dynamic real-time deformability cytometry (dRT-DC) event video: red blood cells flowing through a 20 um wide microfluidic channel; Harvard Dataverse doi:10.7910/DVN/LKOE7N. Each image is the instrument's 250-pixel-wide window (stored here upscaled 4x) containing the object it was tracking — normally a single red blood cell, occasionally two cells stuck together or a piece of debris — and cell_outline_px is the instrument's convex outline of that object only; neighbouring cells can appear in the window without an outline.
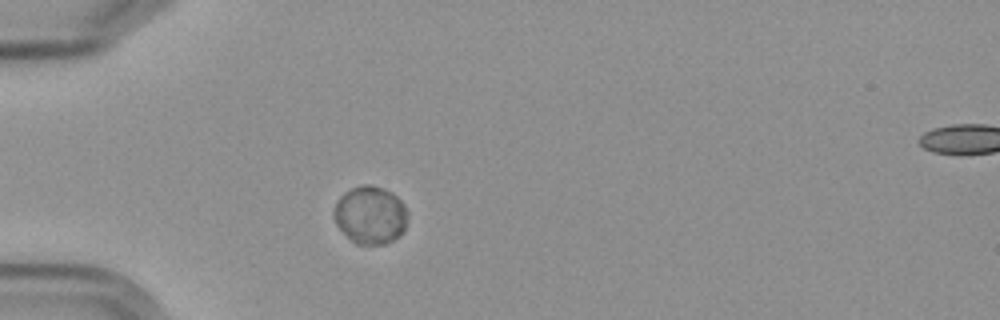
{"species": "Egyptian fruit bat (a non-hibernating species)", "species_latin": "Rousettus aegyptiacus", "temperature_condition": "cold", "stored_images_in_passage": 3, "segment_of_instrument_passage": [1, 2], "camera_frame_rate_fps": 3000, "um_per_image_px": 0.085, "frame": {"image": 1, "passage_image": 2, "time_ms": 1.0, "image_size_px": [1000, 320], "cell_outline_px": [[408, 216], [404, 228], [400, 236], [384, 244], [356, 244], [336, 224], [332, 216], [332, 212], [336, 200], [344, 192], [352, 188], [364, 184], [372, 184], [384, 188], [392, 192], [404, 204], [408, 212]], "centroid_in_image_um": [31.47, 18.25], "position_along_channel_um": 53.5, "area_um2": 25.09}}